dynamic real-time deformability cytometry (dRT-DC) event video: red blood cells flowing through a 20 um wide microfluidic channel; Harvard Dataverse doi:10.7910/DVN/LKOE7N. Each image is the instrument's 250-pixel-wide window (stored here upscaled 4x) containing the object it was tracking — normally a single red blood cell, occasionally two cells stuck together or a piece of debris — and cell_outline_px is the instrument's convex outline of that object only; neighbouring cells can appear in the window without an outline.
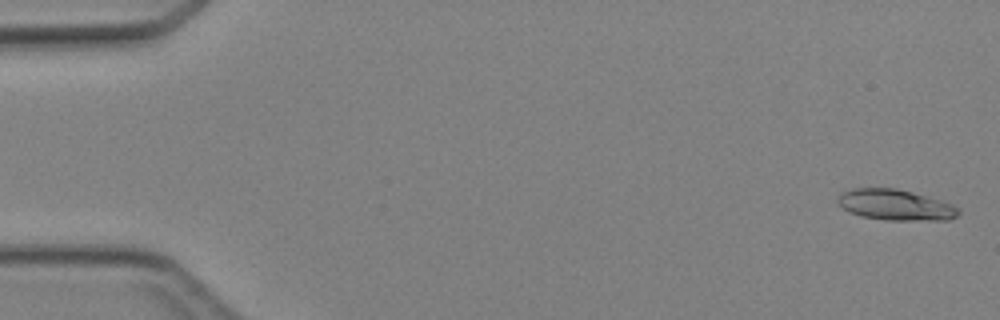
{"species": "Egyptian fruit bat (a non-hibernating species)", "species_latin": "Rousettus aegyptiacus", "temperature_condition": "cold", "stored_images_in_passage": 46, "camera_frame_rate_fps": 3000, "um_per_image_px": 0.085, "animal": {"sex": "female"}, "frame": {"image": 1, "passage_image": 1, "time_ms": 0.0, "image_size_px": [1000, 320], "cell_outline_px": [[960, 212], [956, 216], [948, 220], [884, 220], [860, 216], [848, 212], [836, 200], [840, 192], [852, 188], [896, 188], [912, 192], [940, 200], [952, 204], [960, 208]], "centroid_in_image_um": [76.09, 17.42], "position_along_channel_um": 8.9, "area_um2": 21.79}}
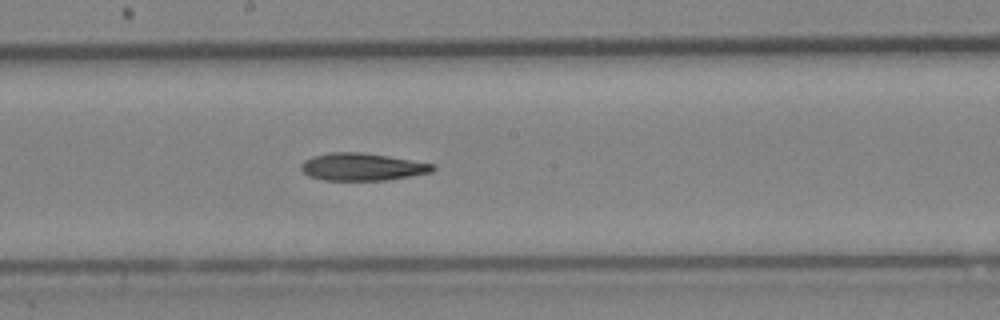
{"frame": {"image": 2, "passage_image": 25, "time_ms": 8.0, "image_size_px": [1000, 320], "cell_outline_px": [[436, 168], [432, 172], [412, 176], [384, 180], [324, 180], [308, 176], [300, 168], [300, 164], [304, 160], [312, 156], [328, 152], [360, 152], [388, 156], [436, 164]], "centroid_in_image_um": [30.78, 14.18], "position_along_channel_um": 217.4, "area_um2": 21.21}}
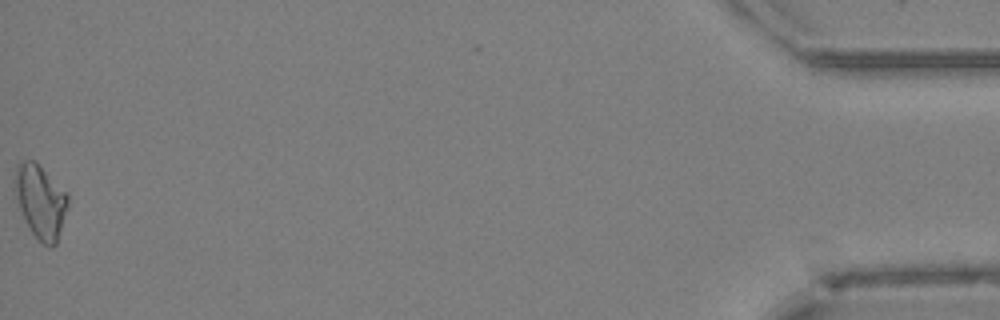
{"frame": {"image": 3, "passage_image": 46, "time_ms": 15.0, "image_size_px": [1000, 320], "cell_outline_px": [[68, 208], [56, 244], [52, 248], [44, 244], [32, 232], [20, 208], [16, 196], [16, 164], [20, 160], [36, 160], [68, 192]], "centroid_in_image_um": [3.49, 17.07], "position_along_channel_um": 431.7, "area_um2": 22.6}}